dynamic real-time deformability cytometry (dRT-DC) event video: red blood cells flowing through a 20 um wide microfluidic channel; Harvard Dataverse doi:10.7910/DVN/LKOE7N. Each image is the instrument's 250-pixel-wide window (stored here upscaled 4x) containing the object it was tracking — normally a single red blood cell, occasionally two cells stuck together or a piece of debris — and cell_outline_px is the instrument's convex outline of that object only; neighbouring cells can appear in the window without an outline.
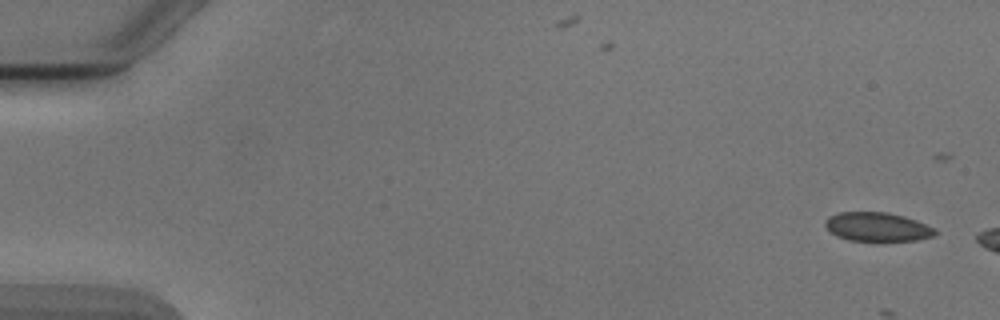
{"species": "Egyptian fruit bat (a non-hibernating species)", "species_latin": "Rousettus aegyptiacus", "temperature_condition": "cold", "stored_images_in_passage": 2, "camera_frame_rate_fps": 3000, "um_per_image_px": 0.085, "animal": {"sex": "male"}, "frame": {"image": 1, "passage_image": 2, "time_ms": 1.0, "image_size_px": [1000, 320], "cell_outline_px": [[936, 232], [932, 236], [916, 240], [848, 240], [836, 236], [824, 224], [824, 220], [828, 216], [840, 212], [888, 212], [904, 216], [916, 220], [936, 228]], "centroid_in_image_um": [74.55, 19.26], "position_along_channel_um": 10.4, "area_um2": 18.38}}